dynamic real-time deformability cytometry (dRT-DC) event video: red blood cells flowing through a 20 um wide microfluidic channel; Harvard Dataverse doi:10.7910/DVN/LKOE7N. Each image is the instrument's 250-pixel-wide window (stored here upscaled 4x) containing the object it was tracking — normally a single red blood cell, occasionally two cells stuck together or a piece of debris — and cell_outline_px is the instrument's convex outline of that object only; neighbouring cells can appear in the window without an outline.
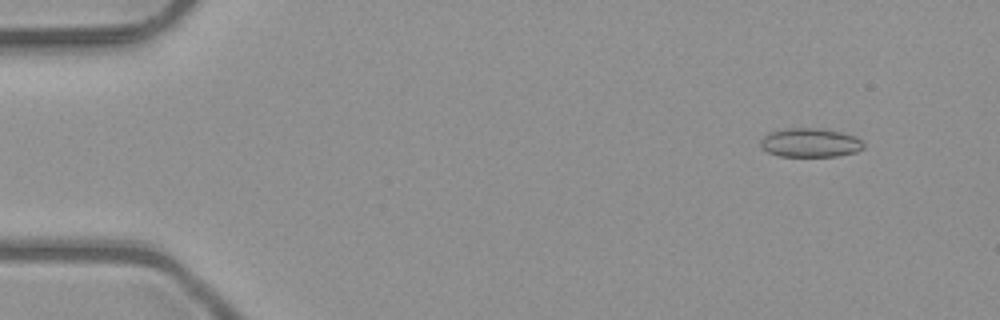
{"species": "common noctule bat (a hibernating species)", "species_latin": "Nyctalus noctula", "temperature_condition": "room temperature", "stored_images_in_passage": 52, "camera_frame_rate_fps": 3000, "um_per_image_px": 0.085, "animal": {"sex": "male", "body_mass_g": 23.1, "forearm_length_mm": 52.7}, "frame": {"image": 1, "passage_image": 5, "time_ms": 1.333, "image_size_px": [1000, 320], "cell_outline_px": [[864, 148], [856, 152], [836, 156], [780, 156], [768, 152], [760, 148], [760, 140], [768, 132], [784, 128], [820, 128], [840, 132], [852, 136], [860, 140], [864, 144]], "centroid_in_image_um": [68.81, 12.13], "position_along_channel_um": 16.2, "area_um2": 17.4}}
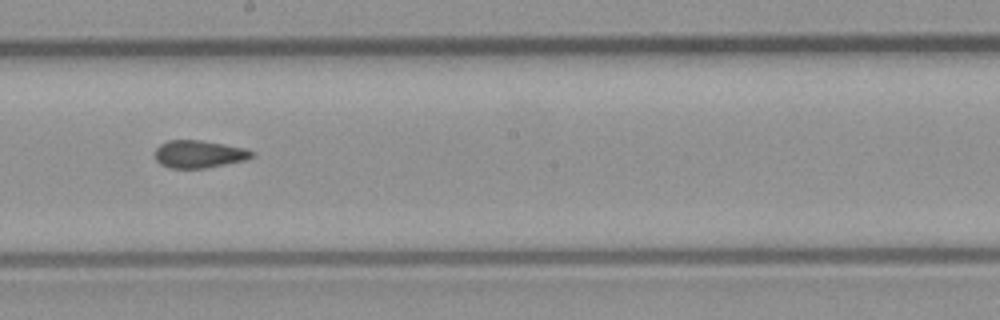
{"frame": {"image": 2, "passage_image": 29, "time_ms": 9.333, "image_size_px": [1000, 320], "cell_outline_px": [[256, 152], [252, 156], [244, 160], [204, 168], [168, 168], [160, 164], [156, 160], [156, 148], [160, 144], [168, 140], [200, 140], [248, 148]], "centroid_in_image_um": [16.92, 13.09], "position_along_channel_um": 231.3, "area_um2": 15.55}}
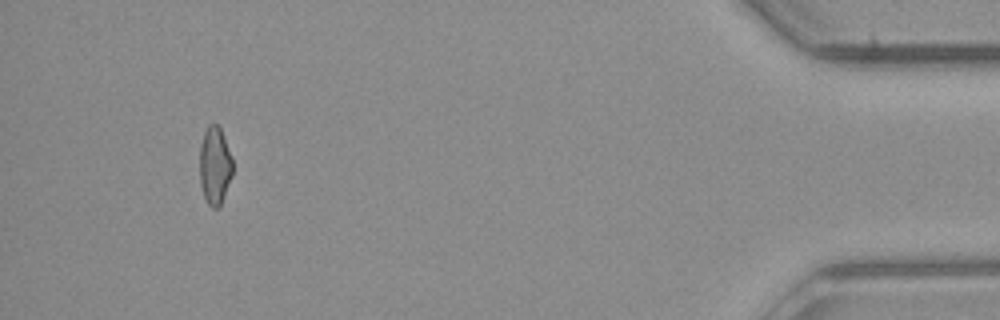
{"frame": {"image": 3, "passage_image": 48, "time_ms": 15.667, "image_size_px": [1000, 320], "cell_outline_px": [[232, 176], [224, 196], [220, 204], [216, 208], [212, 208], [208, 204], [204, 196], [200, 184], [200, 144], [204, 132], [208, 124], [216, 124], [220, 128], [232, 156]], "centroid_in_image_um": [18.25, 14.06], "position_along_channel_um": 416.9, "area_um2": 14.91}, "authors_computed_cell_mechanics": {"area_um2": 16.1262, "velocity_mm_per_s": 4.0718, "shape_relaxation_time_tau1_ms": null, "shape_relaxation_time_tau2_ms": 2.0962, "deformation_change_tau1": null, "deformation_change_tau2": 0.0769}}